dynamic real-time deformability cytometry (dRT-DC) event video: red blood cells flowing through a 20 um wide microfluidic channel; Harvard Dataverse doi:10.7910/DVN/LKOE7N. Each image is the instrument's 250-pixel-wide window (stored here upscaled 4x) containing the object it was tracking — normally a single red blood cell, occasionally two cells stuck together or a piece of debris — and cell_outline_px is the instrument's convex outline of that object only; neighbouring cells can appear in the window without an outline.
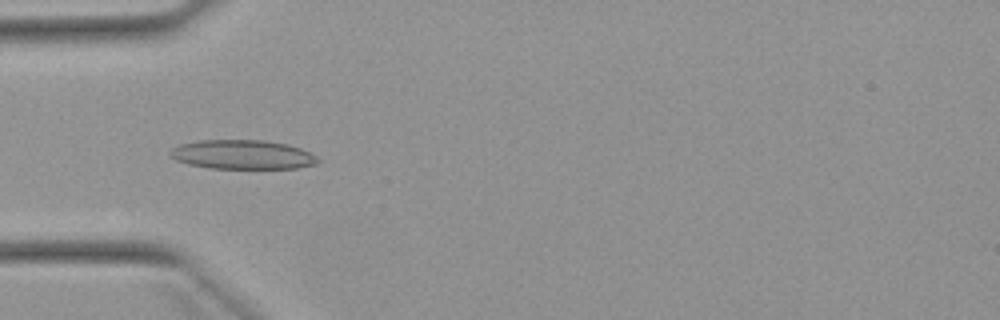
{"species": "Egyptian fruit bat (a non-hibernating species)", "species_latin": "Rousettus aegyptiacus", "temperature_condition": "warm", "stored_images_in_passage": 43, "camera_frame_rate_fps": 3000, "um_per_image_px": 0.085, "animal": {"sex": "female"}, "frame": {"image": 1, "passage_image": 7, "time_ms": 2.0, "image_size_px": [1000, 320], "cell_outline_px": [[320, 160], [316, 164], [296, 168], [208, 168], [188, 164], [176, 160], [168, 156], [168, 152], [172, 148], [180, 144], [200, 140], [264, 140], [288, 144], [300, 148], [316, 156]], "centroid_in_image_um": [20.58, 13.14], "position_along_channel_um": 64.4, "area_um2": 25.2}}
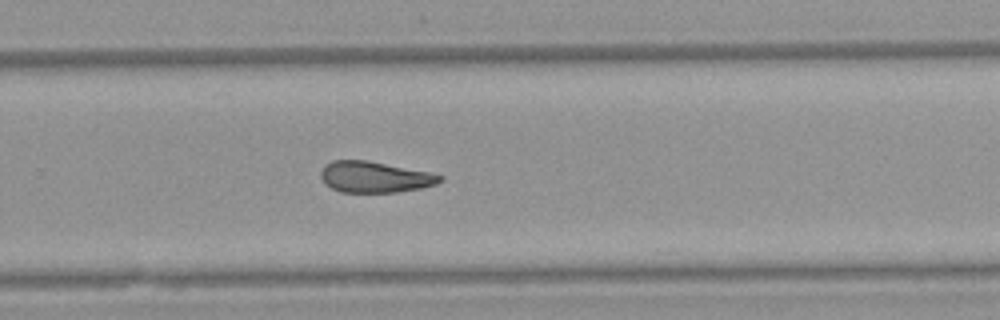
{"frame": {"image": 2, "passage_image": 25, "time_ms": 8.0, "image_size_px": [1000, 320], "cell_outline_px": [[444, 180], [436, 184], [420, 188], [396, 192], [340, 192], [324, 184], [320, 176], [320, 172], [324, 164], [332, 160], [368, 160], [428, 172], [444, 176]], "centroid_in_image_um": [31.82, 15.04], "position_along_channel_um": 298.0, "area_um2": 21.68}}
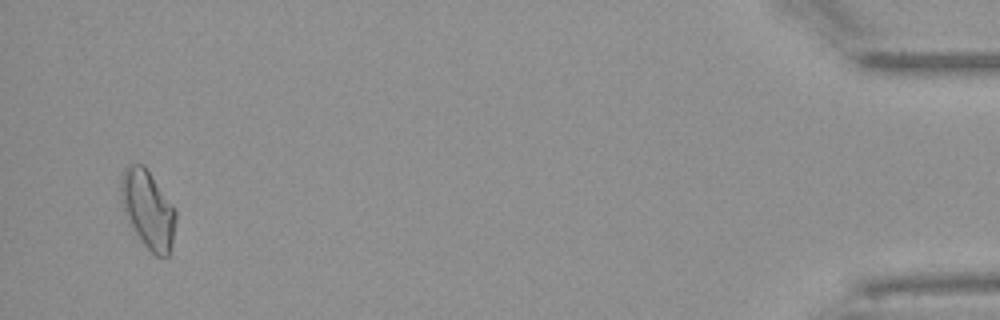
{"frame": {"image": 3, "passage_image": 41, "time_ms": 13.333, "image_size_px": [1000, 320], "cell_outline_px": [[176, 220], [172, 240], [168, 256], [156, 256], [144, 244], [128, 220], [124, 208], [120, 192], [120, 184], [124, 168], [128, 164], [144, 164], [176, 208]], "centroid_in_image_um": [12.59, 17.74], "position_along_channel_um": 422.6, "area_um2": 24.62}, "authors_computed_cell_mechanics": {"area_um2": 22.5998, "velocity_mm_per_s": 3.9093, "shape_relaxation_time_tau1_ms": null, "shape_relaxation_time_tau2_ms": 3.0452, "deformation_change_tau1": null, "deformation_change_tau2": 0.1083}}